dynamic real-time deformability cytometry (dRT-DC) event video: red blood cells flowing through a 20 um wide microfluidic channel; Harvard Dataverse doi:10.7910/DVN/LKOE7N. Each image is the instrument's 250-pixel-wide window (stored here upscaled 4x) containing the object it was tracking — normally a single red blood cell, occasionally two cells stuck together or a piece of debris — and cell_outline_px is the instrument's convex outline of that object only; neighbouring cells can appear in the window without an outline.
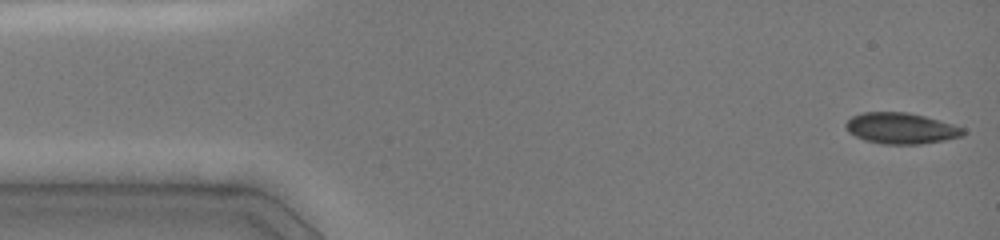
{"species": "common noctule bat (a hibernating species)", "species_latin": "Nyctalus noctula", "temperature_condition": "cold", "stored_images_in_passage": 49, "camera_frame_rate_fps": 3000, "um_per_image_px": 0.085, "animal": {"sex": "female", "body_mass_g": 19.0, "forearm_length_mm": 51.5}, "frame": {"image": 1, "passage_image": 1, "time_ms": 0.0, "image_size_px": [1000, 240], "cell_outline_px": [[968, 132], [964, 136], [944, 140], [920, 144], [880, 144], [864, 140], [848, 132], [844, 124], [852, 116], [864, 112], [908, 112], [940, 120], [964, 128]], "centroid_in_image_um": [76.6, 10.91], "position_along_channel_um": 8.4, "area_um2": 21.39}}
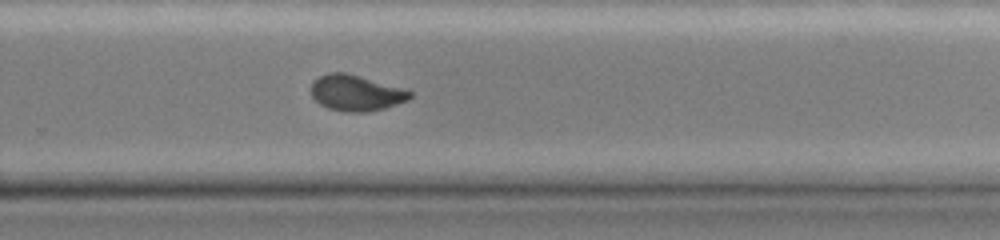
{"frame": {"image": 2, "passage_image": 36, "time_ms": 10.0, "image_size_px": [1000, 240], "cell_outline_px": [[412, 96], [408, 100], [384, 108], [364, 112], [348, 112], [328, 108], [320, 104], [312, 96], [312, 80], [328, 72], [344, 72], [408, 88], [412, 92]], "centroid_in_image_um": [30.3, 7.88], "position_along_channel_um": 299.5, "area_um2": 20.81}}
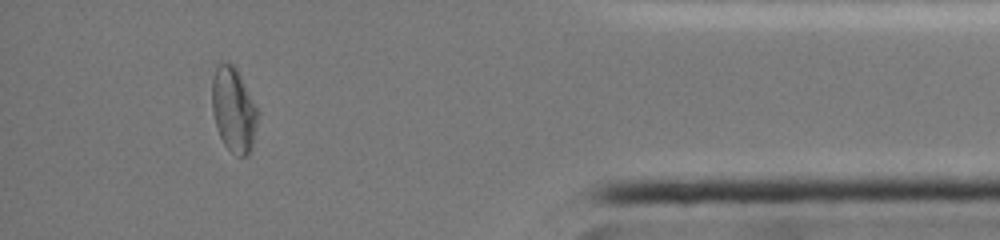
{"frame": {"image": 3, "passage_image": 45, "time_ms": 13.667, "image_size_px": [1000, 240], "cell_outline_px": [[260, 116], [252, 148], [248, 156], [240, 156], [228, 148], [224, 144], [216, 128], [212, 112], [212, 80], [216, 64], [228, 60], [236, 68], [260, 112]], "centroid_in_image_um": [19.87, 9.31], "position_along_channel_um": 415.3, "area_um2": 23.0}, "authors_computed_cell_mechanics": {"area_um2": 21.8484, "velocity_mm_per_s": 4.0423, "shape_relaxation_time_tau1_ms": 9.4992, "shape_relaxation_time_tau2_ms": null, "deformation_change_tau1": 0.2353, "deformation_change_tau2": null}}